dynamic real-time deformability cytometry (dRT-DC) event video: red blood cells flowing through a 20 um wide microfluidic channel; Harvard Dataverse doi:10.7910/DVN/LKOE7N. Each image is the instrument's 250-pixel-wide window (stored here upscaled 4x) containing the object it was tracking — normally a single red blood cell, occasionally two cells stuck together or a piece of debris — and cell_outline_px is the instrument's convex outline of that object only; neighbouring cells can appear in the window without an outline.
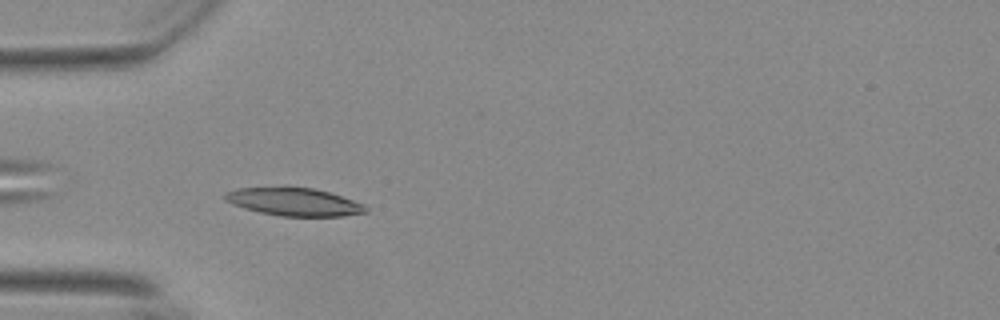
{"species": "Egyptian fruit bat (a non-hibernating species)", "species_latin": "Rousettus aegyptiacus", "temperature_condition": "warm", "stored_images_in_passage": 41, "camera_frame_rate_fps": 3000, "um_per_image_px": 0.085, "animal": {"sex": "female"}, "frame": {"image": 1, "passage_image": 3, "time_ms": 0.667, "image_size_px": [1000, 320], "cell_outline_px": [[368, 212], [344, 216], [280, 216], [260, 212], [244, 208], [232, 204], [224, 200], [224, 192], [236, 188], [312, 188], [328, 192], [364, 204], [368, 208]], "centroid_in_image_um": [24.98, 17.17], "position_along_channel_um": 60.0, "area_um2": 22.6}}
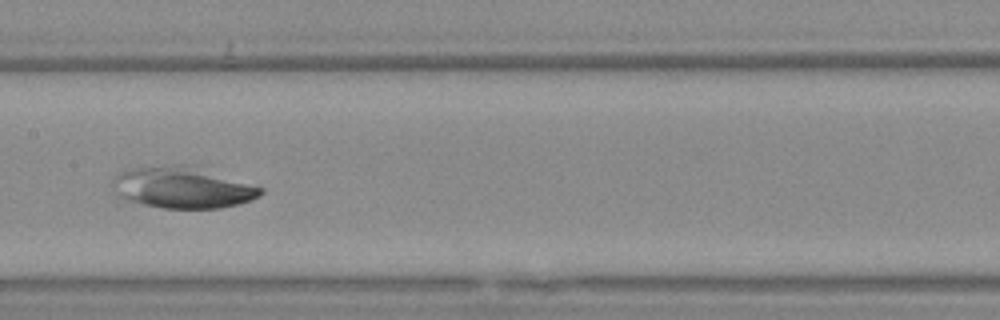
{"frame": {"image": 2, "passage_image": 14, "time_ms": 4.333, "image_size_px": [1000, 320], "cell_outline_px": [[264, 192], [260, 196], [252, 200], [220, 208], [164, 208], [124, 200], [120, 196], [112, 180], [120, 172], [128, 168], [164, 164], [192, 164], [264, 188]], "centroid_in_image_um": [15.55, 15.91], "position_along_channel_um": 191.9, "area_um2": 36.01}}
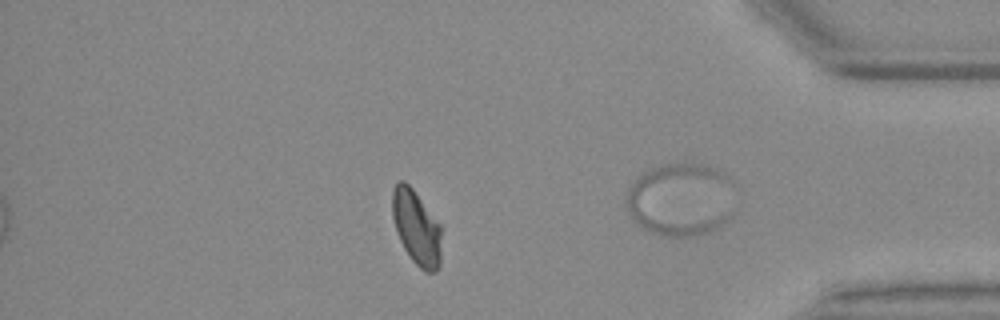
{"frame": {"image": 3, "passage_image": 34, "time_ms": 11.0, "image_size_px": [1000, 320], "cell_outline_px": [[440, 264], [436, 272], [424, 272], [412, 260], [404, 248], [400, 240], [392, 216], [392, 192], [396, 184], [400, 180], [404, 180], [412, 188], [440, 224]], "centroid_in_image_um": [35.39, 19.35], "position_along_channel_um": 399.8, "area_um2": 21.1}}